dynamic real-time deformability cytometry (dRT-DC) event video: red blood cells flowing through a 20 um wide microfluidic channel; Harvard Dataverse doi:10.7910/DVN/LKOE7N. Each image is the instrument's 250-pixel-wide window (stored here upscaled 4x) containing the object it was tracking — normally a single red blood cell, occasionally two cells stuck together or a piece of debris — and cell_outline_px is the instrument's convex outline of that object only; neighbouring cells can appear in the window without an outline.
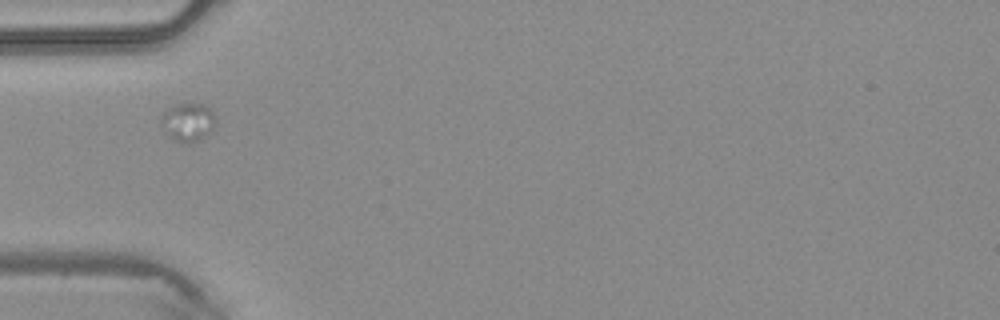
{"species": "common noctule bat (a hibernating species)", "species_latin": "Nyctalus noctula", "temperature_condition": "warm", "stored_images_in_passage": 1, "camera_frame_rate_fps": 3000, "um_per_image_px": 0.085, "animal": {"sex": "male", "body_mass_g": 20.4}, "frame": {"image": 1, "passage_image": 1, "time_ms": 0.0, "image_size_px": [1000, 320], "cell_outline_px": [[216, 120], [212, 128], [200, 140], [188, 144], [172, 140], [160, 120], [168, 108], [176, 104], [204, 104], [212, 112]], "centroid_in_image_um": [15.98, 10.39], "position_along_channel_um": 69.0, "area_um2": 11.85}}